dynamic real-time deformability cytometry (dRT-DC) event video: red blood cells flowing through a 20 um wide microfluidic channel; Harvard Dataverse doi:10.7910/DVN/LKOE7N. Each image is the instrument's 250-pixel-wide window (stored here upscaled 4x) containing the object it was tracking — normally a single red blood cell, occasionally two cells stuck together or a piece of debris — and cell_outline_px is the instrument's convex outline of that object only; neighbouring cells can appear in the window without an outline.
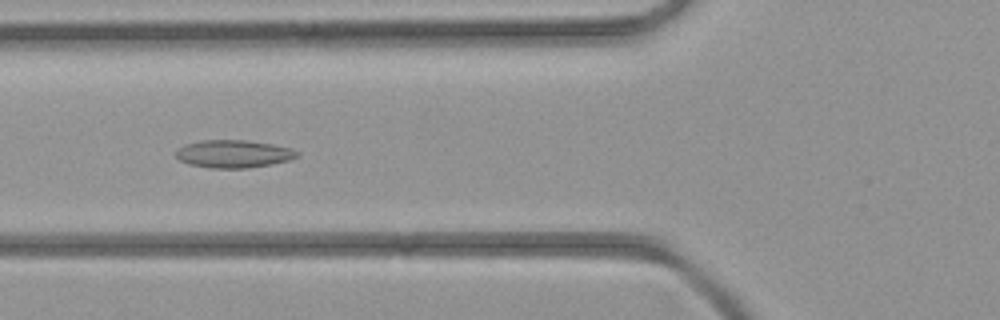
{"species": "common noctule bat (a hibernating species)", "species_latin": "Nyctalus noctula", "temperature_condition": "room temperature", "stored_images_in_passage": 31, "camera_frame_rate_fps": 3000, "um_per_image_px": 0.085, "animal": {"sex": "female", "body_mass_g": 21.9}, "frame": {"image": 1, "passage_image": 5, "time_ms": 1.333, "image_size_px": [1000, 320], "cell_outline_px": [[300, 152], [296, 156], [288, 160], [272, 164], [248, 168], [212, 168], [188, 164], [180, 160], [176, 156], [176, 152], [180, 148], [188, 144], [204, 140], [248, 140], [272, 144], [292, 148]], "centroid_in_image_um": [19.88, 13.08], "position_along_channel_um": 105.9, "area_um2": 19.42}}
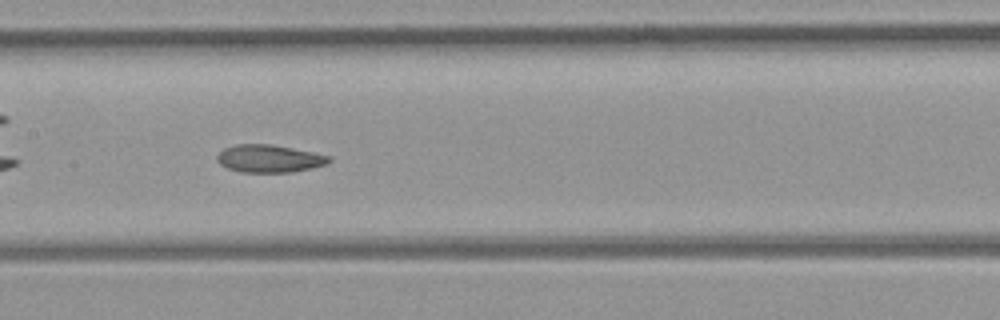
{"frame": {"image": 2, "passage_image": 10, "time_ms": 3.0, "image_size_px": [1000, 320], "cell_outline_px": [[332, 160], [328, 164], [312, 168], [292, 172], [240, 172], [228, 168], [220, 164], [216, 160], [216, 156], [224, 148], [236, 144], [272, 144], [332, 156]], "centroid_in_image_um": [22.9, 13.48], "position_along_channel_um": 184.5, "area_um2": 18.15}}
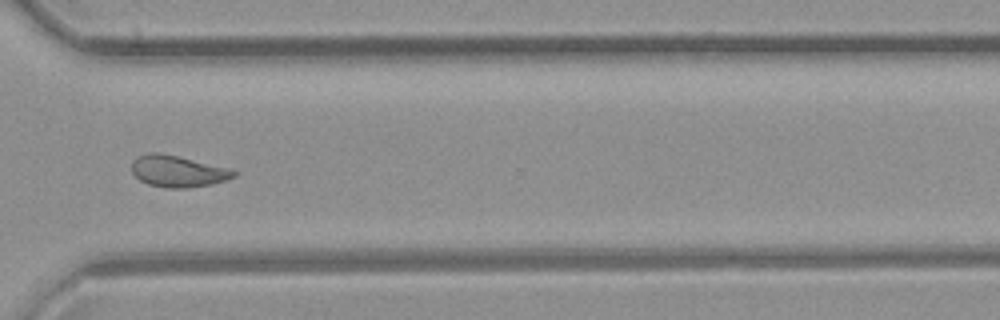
{"frame": {"image": 3, "passage_image": 21, "time_ms": 6.667, "image_size_px": [1000, 320], "cell_outline_px": [[236, 176], [228, 180], [212, 184], [188, 188], [164, 188], [148, 184], [140, 180], [132, 172], [132, 160], [136, 156], [148, 152], [156, 152], [176, 156], [228, 168], [236, 172]], "centroid_in_image_um": [15.08, 14.57], "position_along_channel_um": 355.5, "area_um2": 18.73}}